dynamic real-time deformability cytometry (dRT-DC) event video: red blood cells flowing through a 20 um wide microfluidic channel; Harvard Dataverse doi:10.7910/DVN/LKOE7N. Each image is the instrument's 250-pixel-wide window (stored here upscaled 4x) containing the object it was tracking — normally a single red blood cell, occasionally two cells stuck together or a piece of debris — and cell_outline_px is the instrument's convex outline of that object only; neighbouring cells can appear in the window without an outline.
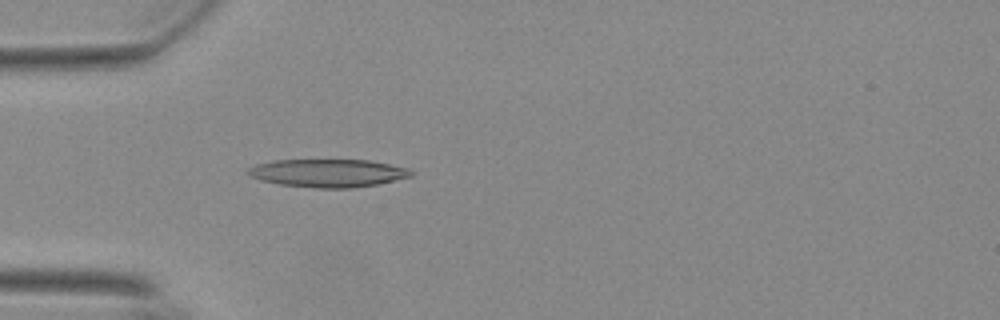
{"species": "Egyptian fruit bat (a non-hibernating species)", "species_latin": "Rousettus aegyptiacus", "temperature_condition": "warm", "stored_images_in_passage": 39, "camera_frame_rate_fps": 3000, "um_per_image_px": 0.085, "animal": {"sex": "female"}, "frame": {"image": 1, "passage_image": 8, "time_ms": 2.333, "image_size_px": [1000, 320], "cell_outline_px": [[412, 176], [376, 184], [352, 188], [316, 188], [280, 184], [264, 180], [252, 176], [248, 172], [248, 168], [256, 164], [276, 160], [368, 160], [408, 168], [412, 172]], "centroid_in_image_um": [27.89, 14.71], "position_along_channel_um": 57.1, "area_um2": 26.18}}
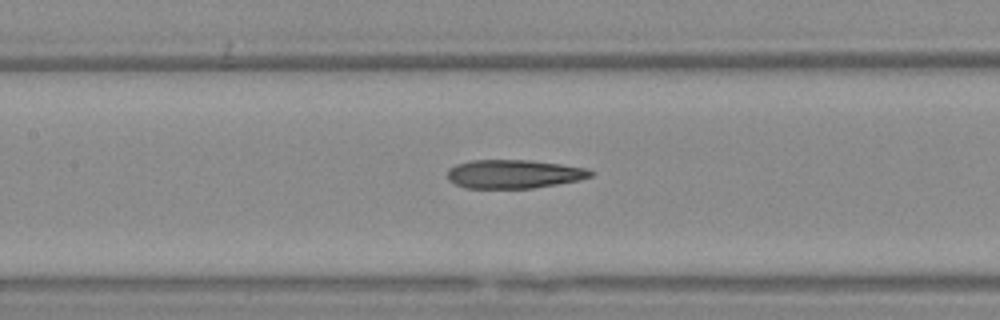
{"frame": {"image": 2, "passage_image": 17, "time_ms": 5.333, "image_size_px": [1000, 320], "cell_outline_px": [[596, 172], [592, 176], [580, 180], [532, 188], [464, 188], [456, 184], [448, 176], [448, 168], [456, 164], [472, 160], [528, 160], [560, 164], [588, 168]], "centroid_in_image_um": [43.72, 14.79], "position_along_channel_um": 163.7, "area_um2": 23.87}}
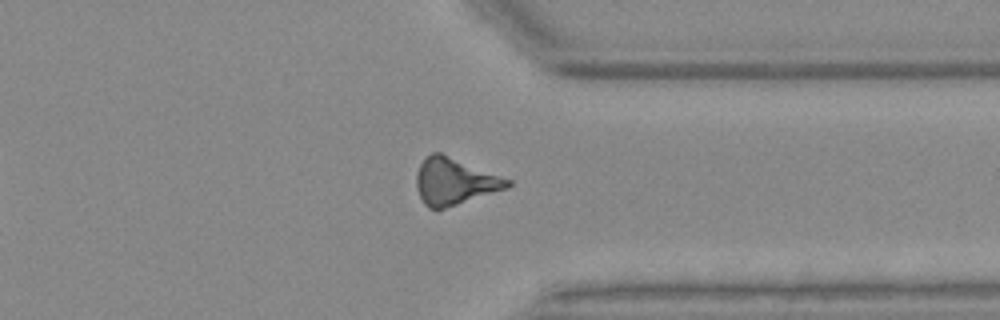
{"frame": {"image": 3, "passage_image": 34, "time_ms": 11.0, "image_size_px": [1000, 320], "cell_outline_px": [[512, 184], [508, 188], [444, 208], [428, 208], [424, 204], [416, 188], [416, 176], [420, 164], [432, 152], [440, 152], [512, 180]], "centroid_in_image_um": [38.64, 15.41], "position_along_channel_um": 372.8, "area_um2": 24.51}, "authors_computed_cell_mechanics": {"area_um2": 24.3338, "velocity_mm_per_s": 3.7301, "shape_relaxation_time_tau1_ms": null, "shape_relaxation_time_tau2_ms": 6.3603, "deformation_change_tau1": null, "deformation_change_tau2": 0.2212}}